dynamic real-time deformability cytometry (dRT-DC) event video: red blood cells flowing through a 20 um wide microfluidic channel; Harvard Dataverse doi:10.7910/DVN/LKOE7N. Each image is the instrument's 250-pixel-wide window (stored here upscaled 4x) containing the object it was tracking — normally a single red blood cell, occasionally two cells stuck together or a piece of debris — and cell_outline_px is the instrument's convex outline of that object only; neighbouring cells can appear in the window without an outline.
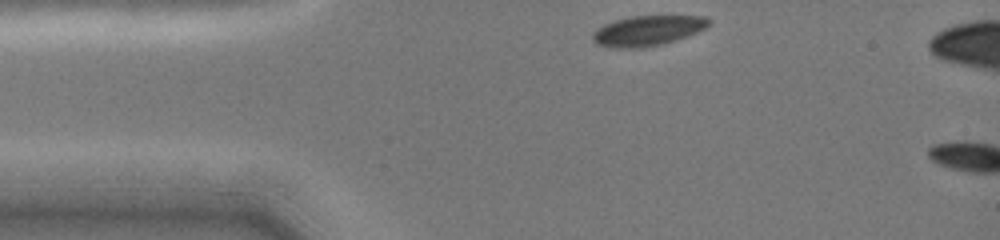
{"species": "common noctule bat (a hibernating species)", "species_latin": "Nyctalus noctula", "temperature_condition": "cold", "stored_images_in_passage": 3, "camera_frame_rate_fps": 3000, "um_per_image_px": 0.085, "animal": {"sex": "female", "body_mass_g": 19.0, "forearm_length_mm": 51.5}, "frame": {"image": 1, "passage_image": 1, "time_ms": 0.0, "image_size_px": [1000, 240], "cell_outline_px": [[712, 20], [704, 28], [696, 32], [660, 44], [632, 48], [616, 48], [596, 44], [592, 40], [592, 32], [596, 28], [604, 24], [616, 20], [632, 16], [708, 16]], "centroid_in_image_um": [54.99, 2.59], "position_along_channel_um": 30.0, "area_um2": 20.06}}